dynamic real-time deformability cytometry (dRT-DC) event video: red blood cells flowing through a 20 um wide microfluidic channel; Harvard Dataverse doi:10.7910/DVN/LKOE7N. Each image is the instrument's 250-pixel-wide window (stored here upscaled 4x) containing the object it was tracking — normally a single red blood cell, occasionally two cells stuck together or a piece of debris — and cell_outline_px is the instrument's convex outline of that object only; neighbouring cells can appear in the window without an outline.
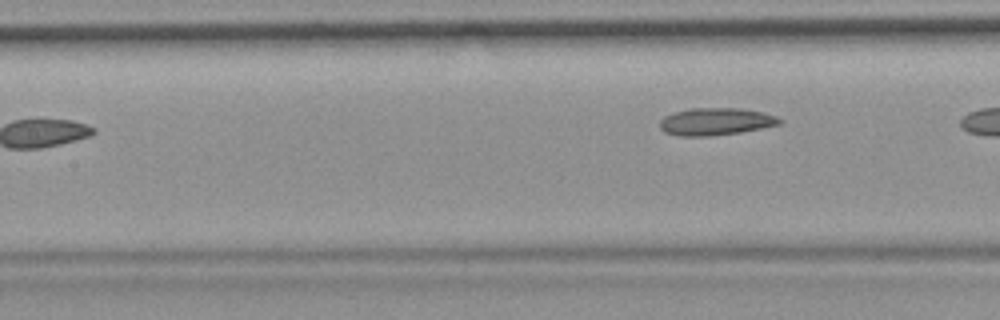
{"species": "common noctule bat (a hibernating species)", "species_latin": "Nyctalus noctula", "temperature_condition": "room temperature", "stored_images_in_passage": 6, "camera_frame_rate_fps": 3000, "um_per_image_px": 0.085, "animal": {"sex": "female", "body_mass_g": 19.9}, "frame": {"image": 1, "passage_image": 6, "time_ms": 1.667, "image_size_px": [1000, 320], "cell_outline_px": [[784, 120], [780, 124], [764, 128], [740, 132], [708, 136], [680, 136], [664, 132], [660, 128], [660, 120], [664, 116], [676, 112], [692, 108], [740, 108], [764, 112], [776, 116]], "centroid_in_image_um": [60.87, 10.33], "position_along_channel_um": 146.5, "area_um2": 19.13}}